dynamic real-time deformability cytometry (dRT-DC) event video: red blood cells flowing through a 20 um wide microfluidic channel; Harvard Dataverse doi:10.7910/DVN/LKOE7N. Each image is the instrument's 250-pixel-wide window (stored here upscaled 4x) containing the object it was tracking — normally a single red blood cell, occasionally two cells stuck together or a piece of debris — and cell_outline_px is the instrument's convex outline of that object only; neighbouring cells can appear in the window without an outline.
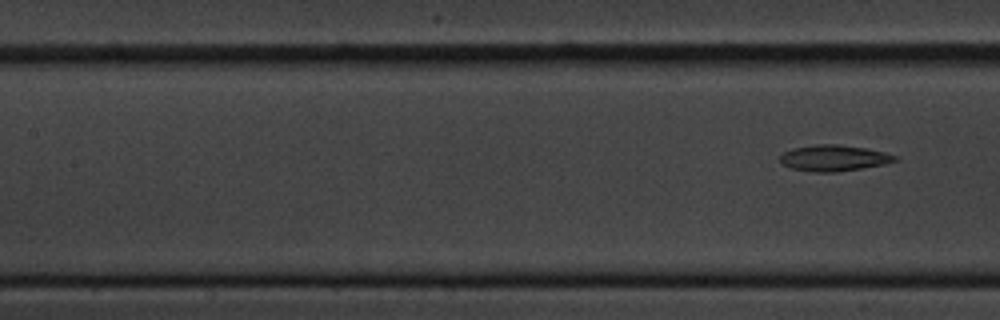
{"species": "common noctule bat (a hibernating species)", "species_latin": "Nyctalus noctula", "temperature_condition": "cold", "stored_images_in_passage": 9, "segment_of_instrument_passage": [2, 2], "camera_frame_rate_fps": 3000, "um_per_image_px": 0.085, "animal": {"sex": "male", "body_mass_g": 20.1, "forearm_length_mm": 53.5}, "frame": {"image": 1, "passage_image": 9, "time_ms": 10.333, "image_size_px": [1000, 320], "cell_outline_px": [[896, 160], [884, 164], [836, 172], [812, 172], [792, 168], [780, 164], [780, 156], [784, 152], [792, 148], [816, 144], [836, 144], [864, 148], [884, 152], [896, 156]], "centroid_in_image_um": [70.81, 13.43], "position_along_channel_um": 136.6, "area_um2": 17.28}}